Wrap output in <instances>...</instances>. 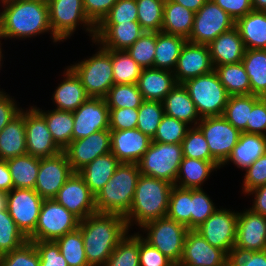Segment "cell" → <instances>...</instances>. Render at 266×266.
<instances>
[{
    "label": "cell",
    "instance_id": "cell-1",
    "mask_svg": "<svg viewBox=\"0 0 266 266\" xmlns=\"http://www.w3.org/2000/svg\"><path fill=\"white\" fill-rule=\"evenodd\" d=\"M0 39L26 40L49 33L53 43L48 3L41 0H0Z\"/></svg>",
    "mask_w": 266,
    "mask_h": 266
},
{
    "label": "cell",
    "instance_id": "cell-2",
    "mask_svg": "<svg viewBox=\"0 0 266 266\" xmlns=\"http://www.w3.org/2000/svg\"><path fill=\"white\" fill-rule=\"evenodd\" d=\"M85 256L90 266H104L130 230L119 214L94 213L79 222Z\"/></svg>",
    "mask_w": 266,
    "mask_h": 266
},
{
    "label": "cell",
    "instance_id": "cell-3",
    "mask_svg": "<svg viewBox=\"0 0 266 266\" xmlns=\"http://www.w3.org/2000/svg\"><path fill=\"white\" fill-rule=\"evenodd\" d=\"M173 186L167 181L140 175L132 205L124 217L128 229L134 224L140 228L150 221L166 217Z\"/></svg>",
    "mask_w": 266,
    "mask_h": 266
},
{
    "label": "cell",
    "instance_id": "cell-4",
    "mask_svg": "<svg viewBox=\"0 0 266 266\" xmlns=\"http://www.w3.org/2000/svg\"><path fill=\"white\" fill-rule=\"evenodd\" d=\"M140 175L138 164L121 163L108 183L95 195L97 212L125 217L132 205Z\"/></svg>",
    "mask_w": 266,
    "mask_h": 266
},
{
    "label": "cell",
    "instance_id": "cell-5",
    "mask_svg": "<svg viewBox=\"0 0 266 266\" xmlns=\"http://www.w3.org/2000/svg\"><path fill=\"white\" fill-rule=\"evenodd\" d=\"M92 44L98 46V51L87 59L70 64L69 67L80 78L90 97L104 98L114 85L111 50L103 48L95 40Z\"/></svg>",
    "mask_w": 266,
    "mask_h": 266
},
{
    "label": "cell",
    "instance_id": "cell-6",
    "mask_svg": "<svg viewBox=\"0 0 266 266\" xmlns=\"http://www.w3.org/2000/svg\"><path fill=\"white\" fill-rule=\"evenodd\" d=\"M182 84L195 104L200 118L223 116L230 95L214 70Z\"/></svg>",
    "mask_w": 266,
    "mask_h": 266
},
{
    "label": "cell",
    "instance_id": "cell-7",
    "mask_svg": "<svg viewBox=\"0 0 266 266\" xmlns=\"http://www.w3.org/2000/svg\"><path fill=\"white\" fill-rule=\"evenodd\" d=\"M47 3L52 34L60 42L70 39L80 24L91 40L95 39L96 26L85 14L83 0H48Z\"/></svg>",
    "mask_w": 266,
    "mask_h": 266
},
{
    "label": "cell",
    "instance_id": "cell-8",
    "mask_svg": "<svg viewBox=\"0 0 266 266\" xmlns=\"http://www.w3.org/2000/svg\"><path fill=\"white\" fill-rule=\"evenodd\" d=\"M140 230L143 234H139L146 242L157 248L173 263L179 264L185 236L189 230L186 226L164 217L144 224Z\"/></svg>",
    "mask_w": 266,
    "mask_h": 266
},
{
    "label": "cell",
    "instance_id": "cell-9",
    "mask_svg": "<svg viewBox=\"0 0 266 266\" xmlns=\"http://www.w3.org/2000/svg\"><path fill=\"white\" fill-rule=\"evenodd\" d=\"M182 160L181 144L151 141L138 166L141 175L161 179L174 185Z\"/></svg>",
    "mask_w": 266,
    "mask_h": 266
},
{
    "label": "cell",
    "instance_id": "cell-10",
    "mask_svg": "<svg viewBox=\"0 0 266 266\" xmlns=\"http://www.w3.org/2000/svg\"><path fill=\"white\" fill-rule=\"evenodd\" d=\"M80 220L54 199H44L35 231L28 241H55L79 227Z\"/></svg>",
    "mask_w": 266,
    "mask_h": 266
},
{
    "label": "cell",
    "instance_id": "cell-11",
    "mask_svg": "<svg viewBox=\"0 0 266 266\" xmlns=\"http://www.w3.org/2000/svg\"><path fill=\"white\" fill-rule=\"evenodd\" d=\"M233 27L235 20L213 0H207L194 15L193 29L187 41L209 45L216 37Z\"/></svg>",
    "mask_w": 266,
    "mask_h": 266
},
{
    "label": "cell",
    "instance_id": "cell-12",
    "mask_svg": "<svg viewBox=\"0 0 266 266\" xmlns=\"http://www.w3.org/2000/svg\"><path fill=\"white\" fill-rule=\"evenodd\" d=\"M197 127L208 143L211 156L222 165L238 143L241 132L223 116L201 118Z\"/></svg>",
    "mask_w": 266,
    "mask_h": 266
},
{
    "label": "cell",
    "instance_id": "cell-13",
    "mask_svg": "<svg viewBox=\"0 0 266 266\" xmlns=\"http://www.w3.org/2000/svg\"><path fill=\"white\" fill-rule=\"evenodd\" d=\"M216 210L195 230L213 247L233 254L236 241L238 211L221 208Z\"/></svg>",
    "mask_w": 266,
    "mask_h": 266
},
{
    "label": "cell",
    "instance_id": "cell-14",
    "mask_svg": "<svg viewBox=\"0 0 266 266\" xmlns=\"http://www.w3.org/2000/svg\"><path fill=\"white\" fill-rule=\"evenodd\" d=\"M44 199L34 189L13 188L7 193V210L28 238L37 225Z\"/></svg>",
    "mask_w": 266,
    "mask_h": 266
},
{
    "label": "cell",
    "instance_id": "cell-15",
    "mask_svg": "<svg viewBox=\"0 0 266 266\" xmlns=\"http://www.w3.org/2000/svg\"><path fill=\"white\" fill-rule=\"evenodd\" d=\"M60 205L80 221L96 213L95 195L86 185L84 178L74 172L54 198Z\"/></svg>",
    "mask_w": 266,
    "mask_h": 266
},
{
    "label": "cell",
    "instance_id": "cell-16",
    "mask_svg": "<svg viewBox=\"0 0 266 266\" xmlns=\"http://www.w3.org/2000/svg\"><path fill=\"white\" fill-rule=\"evenodd\" d=\"M25 132L27 154L46 158L63 151L53 140L44 116L34 105L25 110Z\"/></svg>",
    "mask_w": 266,
    "mask_h": 266
},
{
    "label": "cell",
    "instance_id": "cell-17",
    "mask_svg": "<svg viewBox=\"0 0 266 266\" xmlns=\"http://www.w3.org/2000/svg\"><path fill=\"white\" fill-rule=\"evenodd\" d=\"M63 152L72 171L79 172L98 156L111 152L110 130H100L85 138L73 140Z\"/></svg>",
    "mask_w": 266,
    "mask_h": 266
},
{
    "label": "cell",
    "instance_id": "cell-18",
    "mask_svg": "<svg viewBox=\"0 0 266 266\" xmlns=\"http://www.w3.org/2000/svg\"><path fill=\"white\" fill-rule=\"evenodd\" d=\"M73 173L63 151L53 157L40 158V168L34 190L43 199H54Z\"/></svg>",
    "mask_w": 266,
    "mask_h": 266
},
{
    "label": "cell",
    "instance_id": "cell-19",
    "mask_svg": "<svg viewBox=\"0 0 266 266\" xmlns=\"http://www.w3.org/2000/svg\"><path fill=\"white\" fill-rule=\"evenodd\" d=\"M242 211L238 212L233 253L266 250V216L255 213L249 208Z\"/></svg>",
    "mask_w": 266,
    "mask_h": 266
},
{
    "label": "cell",
    "instance_id": "cell-20",
    "mask_svg": "<svg viewBox=\"0 0 266 266\" xmlns=\"http://www.w3.org/2000/svg\"><path fill=\"white\" fill-rule=\"evenodd\" d=\"M73 113L72 141L109 129V107L102 97H89Z\"/></svg>",
    "mask_w": 266,
    "mask_h": 266
},
{
    "label": "cell",
    "instance_id": "cell-21",
    "mask_svg": "<svg viewBox=\"0 0 266 266\" xmlns=\"http://www.w3.org/2000/svg\"><path fill=\"white\" fill-rule=\"evenodd\" d=\"M230 256L211 246L196 230H188L178 266H229Z\"/></svg>",
    "mask_w": 266,
    "mask_h": 266
},
{
    "label": "cell",
    "instance_id": "cell-22",
    "mask_svg": "<svg viewBox=\"0 0 266 266\" xmlns=\"http://www.w3.org/2000/svg\"><path fill=\"white\" fill-rule=\"evenodd\" d=\"M214 70L208 45L186 42L173 71L176 82L182 84L189 79Z\"/></svg>",
    "mask_w": 266,
    "mask_h": 266
},
{
    "label": "cell",
    "instance_id": "cell-23",
    "mask_svg": "<svg viewBox=\"0 0 266 266\" xmlns=\"http://www.w3.org/2000/svg\"><path fill=\"white\" fill-rule=\"evenodd\" d=\"M111 153L120 163L138 164L152 141L137 128L110 130Z\"/></svg>",
    "mask_w": 266,
    "mask_h": 266
},
{
    "label": "cell",
    "instance_id": "cell-24",
    "mask_svg": "<svg viewBox=\"0 0 266 266\" xmlns=\"http://www.w3.org/2000/svg\"><path fill=\"white\" fill-rule=\"evenodd\" d=\"M145 31L138 21L119 24H99L95 41L113 51L127 50Z\"/></svg>",
    "mask_w": 266,
    "mask_h": 266
},
{
    "label": "cell",
    "instance_id": "cell-25",
    "mask_svg": "<svg viewBox=\"0 0 266 266\" xmlns=\"http://www.w3.org/2000/svg\"><path fill=\"white\" fill-rule=\"evenodd\" d=\"M60 82L51 98L56 110L74 112L90 97L80 78L69 66L64 69L63 80Z\"/></svg>",
    "mask_w": 266,
    "mask_h": 266
},
{
    "label": "cell",
    "instance_id": "cell-26",
    "mask_svg": "<svg viewBox=\"0 0 266 266\" xmlns=\"http://www.w3.org/2000/svg\"><path fill=\"white\" fill-rule=\"evenodd\" d=\"M208 47L214 67L241 62L246 50L236 27L220 34Z\"/></svg>",
    "mask_w": 266,
    "mask_h": 266
},
{
    "label": "cell",
    "instance_id": "cell-27",
    "mask_svg": "<svg viewBox=\"0 0 266 266\" xmlns=\"http://www.w3.org/2000/svg\"><path fill=\"white\" fill-rule=\"evenodd\" d=\"M137 85L144 100L162 102L177 82L172 71L143 68Z\"/></svg>",
    "mask_w": 266,
    "mask_h": 266
},
{
    "label": "cell",
    "instance_id": "cell-28",
    "mask_svg": "<svg viewBox=\"0 0 266 266\" xmlns=\"http://www.w3.org/2000/svg\"><path fill=\"white\" fill-rule=\"evenodd\" d=\"M27 154L25 110L21 111L0 131V159L8 160Z\"/></svg>",
    "mask_w": 266,
    "mask_h": 266
},
{
    "label": "cell",
    "instance_id": "cell-29",
    "mask_svg": "<svg viewBox=\"0 0 266 266\" xmlns=\"http://www.w3.org/2000/svg\"><path fill=\"white\" fill-rule=\"evenodd\" d=\"M162 103L165 115L185 122L190 127L197 126L201 120L195 104L183 84L177 83Z\"/></svg>",
    "mask_w": 266,
    "mask_h": 266
},
{
    "label": "cell",
    "instance_id": "cell-30",
    "mask_svg": "<svg viewBox=\"0 0 266 266\" xmlns=\"http://www.w3.org/2000/svg\"><path fill=\"white\" fill-rule=\"evenodd\" d=\"M264 153H266V136L243 132L221 167L231 162L244 171Z\"/></svg>",
    "mask_w": 266,
    "mask_h": 266
},
{
    "label": "cell",
    "instance_id": "cell-31",
    "mask_svg": "<svg viewBox=\"0 0 266 266\" xmlns=\"http://www.w3.org/2000/svg\"><path fill=\"white\" fill-rule=\"evenodd\" d=\"M217 161H204L183 157L179 166L175 186L186 189H203L211 173L220 169Z\"/></svg>",
    "mask_w": 266,
    "mask_h": 266
},
{
    "label": "cell",
    "instance_id": "cell-32",
    "mask_svg": "<svg viewBox=\"0 0 266 266\" xmlns=\"http://www.w3.org/2000/svg\"><path fill=\"white\" fill-rule=\"evenodd\" d=\"M245 49H266V12L252 10L235 21Z\"/></svg>",
    "mask_w": 266,
    "mask_h": 266
},
{
    "label": "cell",
    "instance_id": "cell-33",
    "mask_svg": "<svg viewBox=\"0 0 266 266\" xmlns=\"http://www.w3.org/2000/svg\"><path fill=\"white\" fill-rule=\"evenodd\" d=\"M121 163L111 153L98 156L78 173L84 178L90 191L96 195L113 176Z\"/></svg>",
    "mask_w": 266,
    "mask_h": 266
},
{
    "label": "cell",
    "instance_id": "cell-34",
    "mask_svg": "<svg viewBox=\"0 0 266 266\" xmlns=\"http://www.w3.org/2000/svg\"><path fill=\"white\" fill-rule=\"evenodd\" d=\"M194 15L193 11L181 4L165 0L161 31L188 39L193 29Z\"/></svg>",
    "mask_w": 266,
    "mask_h": 266
},
{
    "label": "cell",
    "instance_id": "cell-35",
    "mask_svg": "<svg viewBox=\"0 0 266 266\" xmlns=\"http://www.w3.org/2000/svg\"><path fill=\"white\" fill-rule=\"evenodd\" d=\"M187 39L179 35L156 32V48L153 68L174 71L181 50Z\"/></svg>",
    "mask_w": 266,
    "mask_h": 266
},
{
    "label": "cell",
    "instance_id": "cell-36",
    "mask_svg": "<svg viewBox=\"0 0 266 266\" xmlns=\"http://www.w3.org/2000/svg\"><path fill=\"white\" fill-rule=\"evenodd\" d=\"M241 62L250 79L251 94L266 97V49H246Z\"/></svg>",
    "mask_w": 266,
    "mask_h": 266
},
{
    "label": "cell",
    "instance_id": "cell-37",
    "mask_svg": "<svg viewBox=\"0 0 266 266\" xmlns=\"http://www.w3.org/2000/svg\"><path fill=\"white\" fill-rule=\"evenodd\" d=\"M13 188L34 189L40 168V158L25 154L6 160Z\"/></svg>",
    "mask_w": 266,
    "mask_h": 266
},
{
    "label": "cell",
    "instance_id": "cell-38",
    "mask_svg": "<svg viewBox=\"0 0 266 266\" xmlns=\"http://www.w3.org/2000/svg\"><path fill=\"white\" fill-rule=\"evenodd\" d=\"M45 118L47 127L55 143L64 150L72 141V131L74 127L73 113L69 111L42 110L35 107Z\"/></svg>",
    "mask_w": 266,
    "mask_h": 266
},
{
    "label": "cell",
    "instance_id": "cell-39",
    "mask_svg": "<svg viewBox=\"0 0 266 266\" xmlns=\"http://www.w3.org/2000/svg\"><path fill=\"white\" fill-rule=\"evenodd\" d=\"M214 71L230 96L251 94L250 79L242 62L216 66Z\"/></svg>",
    "mask_w": 266,
    "mask_h": 266
},
{
    "label": "cell",
    "instance_id": "cell-40",
    "mask_svg": "<svg viewBox=\"0 0 266 266\" xmlns=\"http://www.w3.org/2000/svg\"><path fill=\"white\" fill-rule=\"evenodd\" d=\"M257 95H232L226 104L223 117L241 133H247V121L253 105L260 99Z\"/></svg>",
    "mask_w": 266,
    "mask_h": 266
},
{
    "label": "cell",
    "instance_id": "cell-41",
    "mask_svg": "<svg viewBox=\"0 0 266 266\" xmlns=\"http://www.w3.org/2000/svg\"><path fill=\"white\" fill-rule=\"evenodd\" d=\"M192 189L173 186L169 196L166 217L191 230Z\"/></svg>",
    "mask_w": 266,
    "mask_h": 266
},
{
    "label": "cell",
    "instance_id": "cell-42",
    "mask_svg": "<svg viewBox=\"0 0 266 266\" xmlns=\"http://www.w3.org/2000/svg\"><path fill=\"white\" fill-rule=\"evenodd\" d=\"M114 84H137L142 67L124 51L111 50Z\"/></svg>",
    "mask_w": 266,
    "mask_h": 266
},
{
    "label": "cell",
    "instance_id": "cell-43",
    "mask_svg": "<svg viewBox=\"0 0 266 266\" xmlns=\"http://www.w3.org/2000/svg\"><path fill=\"white\" fill-rule=\"evenodd\" d=\"M68 266H90L85 256L84 241L78 227L55 240Z\"/></svg>",
    "mask_w": 266,
    "mask_h": 266
},
{
    "label": "cell",
    "instance_id": "cell-44",
    "mask_svg": "<svg viewBox=\"0 0 266 266\" xmlns=\"http://www.w3.org/2000/svg\"><path fill=\"white\" fill-rule=\"evenodd\" d=\"M129 233L115 247L104 266H140L139 232Z\"/></svg>",
    "mask_w": 266,
    "mask_h": 266
},
{
    "label": "cell",
    "instance_id": "cell-45",
    "mask_svg": "<svg viewBox=\"0 0 266 266\" xmlns=\"http://www.w3.org/2000/svg\"><path fill=\"white\" fill-rule=\"evenodd\" d=\"M104 99L109 108H139L144 101L137 84H114Z\"/></svg>",
    "mask_w": 266,
    "mask_h": 266
},
{
    "label": "cell",
    "instance_id": "cell-46",
    "mask_svg": "<svg viewBox=\"0 0 266 266\" xmlns=\"http://www.w3.org/2000/svg\"><path fill=\"white\" fill-rule=\"evenodd\" d=\"M165 0H136L138 22L145 32H160Z\"/></svg>",
    "mask_w": 266,
    "mask_h": 266
},
{
    "label": "cell",
    "instance_id": "cell-47",
    "mask_svg": "<svg viewBox=\"0 0 266 266\" xmlns=\"http://www.w3.org/2000/svg\"><path fill=\"white\" fill-rule=\"evenodd\" d=\"M28 238L17 227L8 210L0 212V256L18 249Z\"/></svg>",
    "mask_w": 266,
    "mask_h": 266
},
{
    "label": "cell",
    "instance_id": "cell-48",
    "mask_svg": "<svg viewBox=\"0 0 266 266\" xmlns=\"http://www.w3.org/2000/svg\"><path fill=\"white\" fill-rule=\"evenodd\" d=\"M164 115L162 102L144 100L142 105L138 108L136 128L153 139Z\"/></svg>",
    "mask_w": 266,
    "mask_h": 266
},
{
    "label": "cell",
    "instance_id": "cell-49",
    "mask_svg": "<svg viewBox=\"0 0 266 266\" xmlns=\"http://www.w3.org/2000/svg\"><path fill=\"white\" fill-rule=\"evenodd\" d=\"M181 145L183 157L204 161H216L211 156L208 143L197 126L188 129Z\"/></svg>",
    "mask_w": 266,
    "mask_h": 266
},
{
    "label": "cell",
    "instance_id": "cell-50",
    "mask_svg": "<svg viewBox=\"0 0 266 266\" xmlns=\"http://www.w3.org/2000/svg\"><path fill=\"white\" fill-rule=\"evenodd\" d=\"M156 32H144L126 51L142 68H153Z\"/></svg>",
    "mask_w": 266,
    "mask_h": 266
},
{
    "label": "cell",
    "instance_id": "cell-51",
    "mask_svg": "<svg viewBox=\"0 0 266 266\" xmlns=\"http://www.w3.org/2000/svg\"><path fill=\"white\" fill-rule=\"evenodd\" d=\"M189 128L190 126L185 122L164 115L152 141L166 144H181Z\"/></svg>",
    "mask_w": 266,
    "mask_h": 266
},
{
    "label": "cell",
    "instance_id": "cell-52",
    "mask_svg": "<svg viewBox=\"0 0 266 266\" xmlns=\"http://www.w3.org/2000/svg\"><path fill=\"white\" fill-rule=\"evenodd\" d=\"M214 204L213 200L203 189H192L191 230L198 228L219 209Z\"/></svg>",
    "mask_w": 266,
    "mask_h": 266
},
{
    "label": "cell",
    "instance_id": "cell-53",
    "mask_svg": "<svg viewBox=\"0 0 266 266\" xmlns=\"http://www.w3.org/2000/svg\"><path fill=\"white\" fill-rule=\"evenodd\" d=\"M40 257L35 245L27 241L24 245L0 256V266H39Z\"/></svg>",
    "mask_w": 266,
    "mask_h": 266
},
{
    "label": "cell",
    "instance_id": "cell-54",
    "mask_svg": "<svg viewBox=\"0 0 266 266\" xmlns=\"http://www.w3.org/2000/svg\"><path fill=\"white\" fill-rule=\"evenodd\" d=\"M136 0H118L100 24H119L137 21Z\"/></svg>",
    "mask_w": 266,
    "mask_h": 266
},
{
    "label": "cell",
    "instance_id": "cell-55",
    "mask_svg": "<svg viewBox=\"0 0 266 266\" xmlns=\"http://www.w3.org/2000/svg\"><path fill=\"white\" fill-rule=\"evenodd\" d=\"M245 171L242 181V193L246 194L250 190L266 184V153L253 162Z\"/></svg>",
    "mask_w": 266,
    "mask_h": 266
},
{
    "label": "cell",
    "instance_id": "cell-56",
    "mask_svg": "<svg viewBox=\"0 0 266 266\" xmlns=\"http://www.w3.org/2000/svg\"><path fill=\"white\" fill-rule=\"evenodd\" d=\"M137 119L138 108H109V130L134 129Z\"/></svg>",
    "mask_w": 266,
    "mask_h": 266
},
{
    "label": "cell",
    "instance_id": "cell-57",
    "mask_svg": "<svg viewBox=\"0 0 266 266\" xmlns=\"http://www.w3.org/2000/svg\"><path fill=\"white\" fill-rule=\"evenodd\" d=\"M40 257L39 266H68L55 241H30Z\"/></svg>",
    "mask_w": 266,
    "mask_h": 266
},
{
    "label": "cell",
    "instance_id": "cell-58",
    "mask_svg": "<svg viewBox=\"0 0 266 266\" xmlns=\"http://www.w3.org/2000/svg\"><path fill=\"white\" fill-rule=\"evenodd\" d=\"M172 261L157 248L151 246L139 234V264L140 266H169Z\"/></svg>",
    "mask_w": 266,
    "mask_h": 266
},
{
    "label": "cell",
    "instance_id": "cell-59",
    "mask_svg": "<svg viewBox=\"0 0 266 266\" xmlns=\"http://www.w3.org/2000/svg\"><path fill=\"white\" fill-rule=\"evenodd\" d=\"M118 0H83L88 19L97 27Z\"/></svg>",
    "mask_w": 266,
    "mask_h": 266
},
{
    "label": "cell",
    "instance_id": "cell-60",
    "mask_svg": "<svg viewBox=\"0 0 266 266\" xmlns=\"http://www.w3.org/2000/svg\"><path fill=\"white\" fill-rule=\"evenodd\" d=\"M247 133L266 136V97H261L253 105L247 121Z\"/></svg>",
    "mask_w": 266,
    "mask_h": 266
},
{
    "label": "cell",
    "instance_id": "cell-61",
    "mask_svg": "<svg viewBox=\"0 0 266 266\" xmlns=\"http://www.w3.org/2000/svg\"><path fill=\"white\" fill-rule=\"evenodd\" d=\"M19 102L5 91H0V131L21 111Z\"/></svg>",
    "mask_w": 266,
    "mask_h": 266
},
{
    "label": "cell",
    "instance_id": "cell-62",
    "mask_svg": "<svg viewBox=\"0 0 266 266\" xmlns=\"http://www.w3.org/2000/svg\"><path fill=\"white\" fill-rule=\"evenodd\" d=\"M235 21L253 10L251 0H213Z\"/></svg>",
    "mask_w": 266,
    "mask_h": 266
},
{
    "label": "cell",
    "instance_id": "cell-63",
    "mask_svg": "<svg viewBox=\"0 0 266 266\" xmlns=\"http://www.w3.org/2000/svg\"><path fill=\"white\" fill-rule=\"evenodd\" d=\"M229 266H266V250L247 253H233Z\"/></svg>",
    "mask_w": 266,
    "mask_h": 266
},
{
    "label": "cell",
    "instance_id": "cell-64",
    "mask_svg": "<svg viewBox=\"0 0 266 266\" xmlns=\"http://www.w3.org/2000/svg\"><path fill=\"white\" fill-rule=\"evenodd\" d=\"M245 195H253V205L249 209L260 215L266 216V184L250 190Z\"/></svg>",
    "mask_w": 266,
    "mask_h": 266
},
{
    "label": "cell",
    "instance_id": "cell-65",
    "mask_svg": "<svg viewBox=\"0 0 266 266\" xmlns=\"http://www.w3.org/2000/svg\"><path fill=\"white\" fill-rule=\"evenodd\" d=\"M13 189L12 176L6 160L0 159V191L8 193Z\"/></svg>",
    "mask_w": 266,
    "mask_h": 266
},
{
    "label": "cell",
    "instance_id": "cell-66",
    "mask_svg": "<svg viewBox=\"0 0 266 266\" xmlns=\"http://www.w3.org/2000/svg\"><path fill=\"white\" fill-rule=\"evenodd\" d=\"M196 13L207 0H171Z\"/></svg>",
    "mask_w": 266,
    "mask_h": 266
},
{
    "label": "cell",
    "instance_id": "cell-67",
    "mask_svg": "<svg viewBox=\"0 0 266 266\" xmlns=\"http://www.w3.org/2000/svg\"><path fill=\"white\" fill-rule=\"evenodd\" d=\"M253 10L266 12V0H251Z\"/></svg>",
    "mask_w": 266,
    "mask_h": 266
},
{
    "label": "cell",
    "instance_id": "cell-68",
    "mask_svg": "<svg viewBox=\"0 0 266 266\" xmlns=\"http://www.w3.org/2000/svg\"><path fill=\"white\" fill-rule=\"evenodd\" d=\"M7 210V193L0 191V212Z\"/></svg>",
    "mask_w": 266,
    "mask_h": 266
},
{
    "label": "cell",
    "instance_id": "cell-69",
    "mask_svg": "<svg viewBox=\"0 0 266 266\" xmlns=\"http://www.w3.org/2000/svg\"><path fill=\"white\" fill-rule=\"evenodd\" d=\"M2 43H1V40H0V70H1V67H2V65H3V59H5V57L3 56L4 54L2 53ZM0 91H3V89L1 90L0 89Z\"/></svg>",
    "mask_w": 266,
    "mask_h": 266
},
{
    "label": "cell",
    "instance_id": "cell-70",
    "mask_svg": "<svg viewBox=\"0 0 266 266\" xmlns=\"http://www.w3.org/2000/svg\"><path fill=\"white\" fill-rule=\"evenodd\" d=\"M169 266H178V264L172 262Z\"/></svg>",
    "mask_w": 266,
    "mask_h": 266
}]
</instances>
